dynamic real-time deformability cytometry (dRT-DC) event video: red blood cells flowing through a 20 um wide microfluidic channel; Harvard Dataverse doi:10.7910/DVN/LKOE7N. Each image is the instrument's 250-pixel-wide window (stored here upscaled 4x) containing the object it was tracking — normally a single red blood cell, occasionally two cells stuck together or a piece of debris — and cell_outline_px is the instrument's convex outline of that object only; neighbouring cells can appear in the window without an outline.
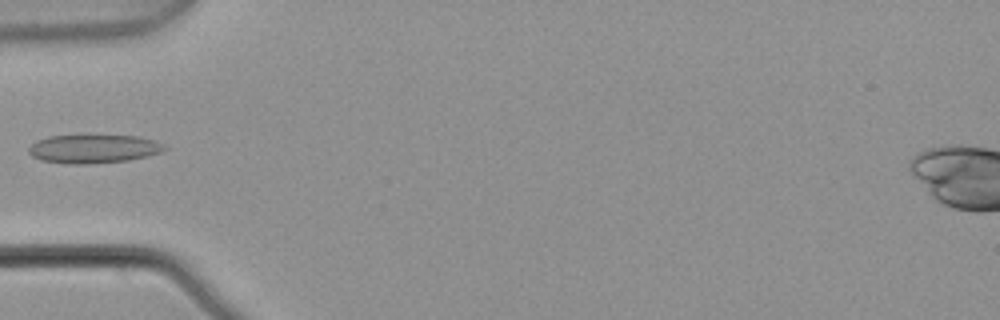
{"species": "common noctule bat (a hibernating species)", "species_latin": "Nyctalus noctula", "temperature_condition": "warm", "stored_images_in_passage": 6, "camera_frame_rate_fps": 3000, "um_per_image_px": 0.085, "animal": {"sex": "male", "body_mass_g": 21.5, "forearm_length_mm": 52.0}, "frame": {"image": 1, "passage_image": 5, "time_ms": 1.333, "image_size_px": [1000, 320], "cell_outline_px": [[168, 148], [160, 152], [148, 156], [128, 160], [88, 164], [68, 164], [40, 160], [32, 156], [28, 152], [28, 148], [36, 140], [48, 136], [80, 132], [140, 136], [164, 144]], "centroid_in_image_um": [7.91, 12.59], "position_along_channel_um": 77.1, "area_um2": 23.87}}
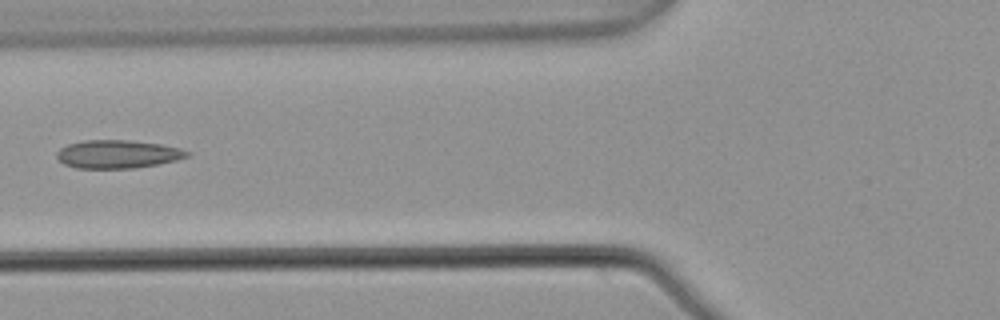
{"frame": {"image": 2, "passage_image": 6, "time_ms": 1.667, "image_size_px": [1000, 320], "cell_outline_px": [[192, 152], [188, 156], [176, 160], [136, 168], [76, 168], [64, 164], [56, 156], [56, 152], [60, 148], [68, 144], [84, 140], [128, 140], [160, 144], [180, 148]], "centroid_in_image_um": [9.99, 13.1], "position_along_channel_um": 115.8, "area_um2": 21.39}}